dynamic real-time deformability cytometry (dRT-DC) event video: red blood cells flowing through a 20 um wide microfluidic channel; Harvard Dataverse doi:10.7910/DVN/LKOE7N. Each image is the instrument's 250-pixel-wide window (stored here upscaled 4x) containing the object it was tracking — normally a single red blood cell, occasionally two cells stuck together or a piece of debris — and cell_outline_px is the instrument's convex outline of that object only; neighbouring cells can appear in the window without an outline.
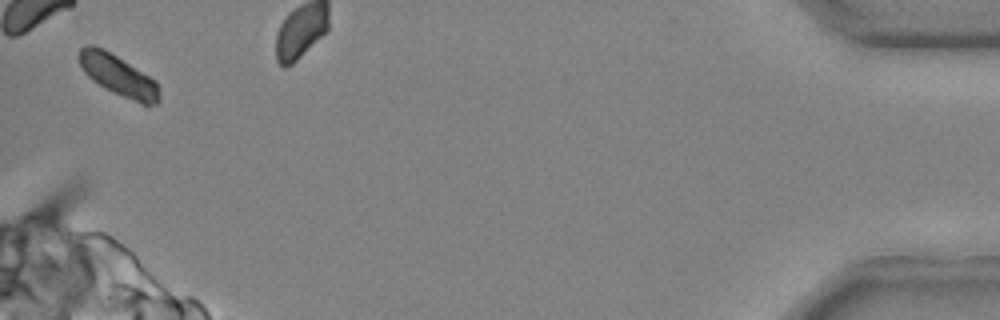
{"species": "common noctule bat (a hibernating species)", "species_latin": "Nyctalus noctula", "temperature_condition": "cold", "stored_images_in_passage": 42, "camera_frame_rate_fps": 3000, "um_per_image_px": 0.085, "animal": {"sex": "male", "body_mass_g": 20.4}, "frame": {"image": 1, "passage_image": 42, "time_ms": 13.667, "image_size_px": [1000, 320], "cell_outline_px": [[160, 100], [156, 104], [140, 104], [92, 80], [84, 72], [76, 56], [80, 48], [84, 44], [92, 44], [104, 48], [156, 80], [160, 88]], "centroid_in_image_um": [10.04, 6.36], "position_along_channel_um": 425.2, "area_um2": 19.13}}